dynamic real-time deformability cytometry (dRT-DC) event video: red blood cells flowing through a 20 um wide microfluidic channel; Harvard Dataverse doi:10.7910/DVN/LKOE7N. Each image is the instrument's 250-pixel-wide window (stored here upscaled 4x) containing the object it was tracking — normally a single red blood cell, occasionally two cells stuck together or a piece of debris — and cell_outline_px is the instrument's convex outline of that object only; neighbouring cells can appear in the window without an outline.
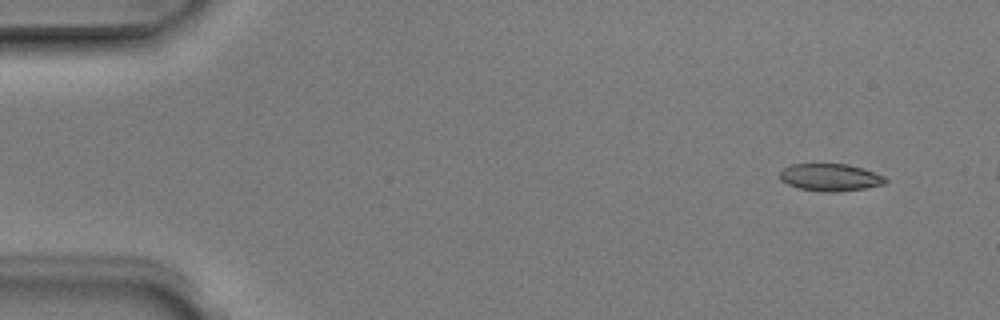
{"species": "Egyptian fruit bat (a non-hibernating species)", "species_latin": "Rousettus aegyptiacus", "temperature_condition": "room temperature", "stored_images_in_passage": 3, "camera_frame_rate_fps": 3000, "um_per_image_px": 0.085, "animal": {"sex": "male"}, "frame": {"image": 1, "passage_image": 1, "time_ms": 0.0, "image_size_px": [1000, 320], "cell_outline_px": [[888, 180], [884, 184], [864, 188], [836, 192], [824, 192], [800, 188], [788, 184], [780, 180], [780, 172], [784, 168], [792, 164], [848, 164], [864, 168], [884, 176]], "centroid_in_image_um": [70.58, 15.07], "position_along_channel_um": 14.4, "area_um2": 16.76}}